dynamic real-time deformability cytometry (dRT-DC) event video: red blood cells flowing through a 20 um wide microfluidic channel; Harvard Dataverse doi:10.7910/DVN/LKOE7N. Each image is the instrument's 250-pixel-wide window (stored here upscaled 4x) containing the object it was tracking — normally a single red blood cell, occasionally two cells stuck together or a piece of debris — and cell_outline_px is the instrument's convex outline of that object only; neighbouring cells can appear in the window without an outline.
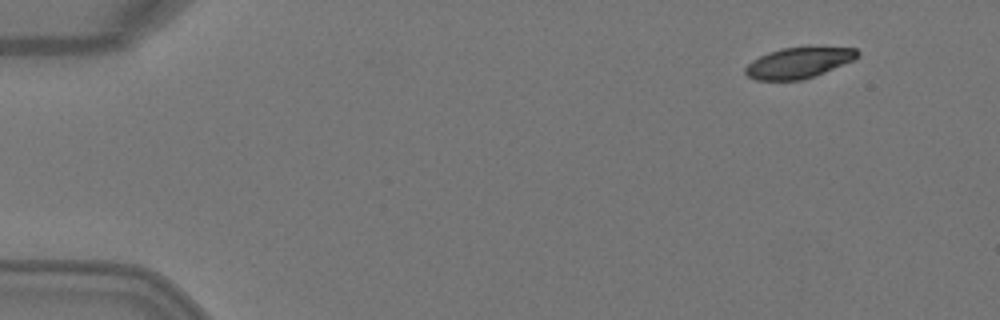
{"species": "Egyptian fruit bat (a non-hibernating species)", "species_latin": "Rousettus aegyptiacus", "temperature_condition": "warm", "stored_images_in_passage": 4, "camera_frame_rate_fps": 3000, "um_per_image_px": 0.085, "animal": {"sex": "female"}, "frame": {"image": 1, "passage_image": 1, "time_ms": 0.0, "image_size_px": [1000, 320], "cell_outline_px": [[860, 56], [852, 60], [824, 72], [800, 80], [756, 80], [748, 76], [744, 72], [744, 68], [752, 60], [768, 52], [780, 48], [812, 44], [856, 48], [860, 52]], "centroid_in_image_um": [67.91, 5.27], "position_along_channel_um": 17.1, "area_um2": 20.75}}
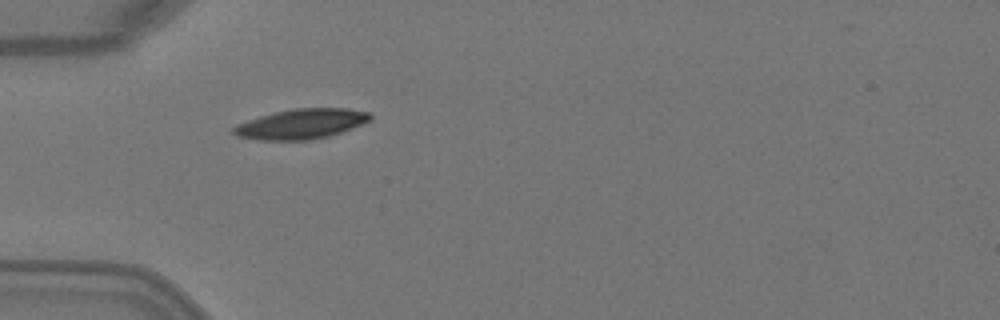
{"frame": {"image": 2, "passage_image": 4, "time_ms": 1.0, "image_size_px": [1000, 320], "cell_outline_px": [[372, 120], [340, 132], [328, 136], [312, 140], [260, 140], [236, 136], [232, 132], [232, 128], [236, 124], [260, 116], [292, 108], [348, 108], [372, 112]], "centroid_in_image_um": [25.62, 10.53], "position_along_channel_um": 59.4, "area_um2": 23.99}}